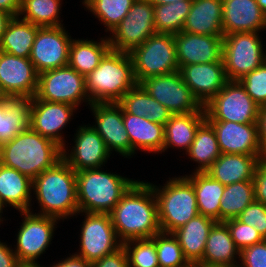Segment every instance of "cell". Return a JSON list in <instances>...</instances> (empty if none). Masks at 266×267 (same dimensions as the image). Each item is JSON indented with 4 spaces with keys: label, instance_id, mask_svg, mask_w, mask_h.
<instances>
[{
    "label": "cell",
    "instance_id": "obj_38",
    "mask_svg": "<svg viewBox=\"0 0 266 267\" xmlns=\"http://www.w3.org/2000/svg\"><path fill=\"white\" fill-rule=\"evenodd\" d=\"M191 5L192 0L153 5L156 33L177 34L181 32Z\"/></svg>",
    "mask_w": 266,
    "mask_h": 267
},
{
    "label": "cell",
    "instance_id": "obj_45",
    "mask_svg": "<svg viewBox=\"0 0 266 267\" xmlns=\"http://www.w3.org/2000/svg\"><path fill=\"white\" fill-rule=\"evenodd\" d=\"M236 219L250 227H255L262 238L266 239V205L254 200Z\"/></svg>",
    "mask_w": 266,
    "mask_h": 267
},
{
    "label": "cell",
    "instance_id": "obj_42",
    "mask_svg": "<svg viewBox=\"0 0 266 267\" xmlns=\"http://www.w3.org/2000/svg\"><path fill=\"white\" fill-rule=\"evenodd\" d=\"M122 246L126 252L129 267H160L155 241L152 238L129 240Z\"/></svg>",
    "mask_w": 266,
    "mask_h": 267
},
{
    "label": "cell",
    "instance_id": "obj_39",
    "mask_svg": "<svg viewBox=\"0 0 266 267\" xmlns=\"http://www.w3.org/2000/svg\"><path fill=\"white\" fill-rule=\"evenodd\" d=\"M61 0H21L18 16L39 27L63 26L59 20Z\"/></svg>",
    "mask_w": 266,
    "mask_h": 267
},
{
    "label": "cell",
    "instance_id": "obj_2",
    "mask_svg": "<svg viewBox=\"0 0 266 267\" xmlns=\"http://www.w3.org/2000/svg\"><path fill=\"white\" fill-rule=\"evenodd\" d=\"M63 148L30 127L0 146V163L34 180L61 159Z\"/></svg>",
    "mask_w": 266,
    "mask_h": 267
},
{
    "label": "cell",
    "instance_id": "obj_33",
    "mask_svg": "<svg viewBox=\"0 0 266 267\" xmlns=\"http://www.w3.org/2000/svg\"><path fill=\"white\" fill-rule=\"evenodd\" d=\"M118 104L127 113L139 117H147L151 122L161 125H165L172 116V113L151 97L140 84L130 89Z\"/></svg>",
    "mask_w": 266,
    "mask_h": 267
},
{
    "label": "cell",
    "instance_id": "obj_1",
    "mask_svg": "<svg viewBox=\"0 0 266 267\" xmlns=\"http://www.w3.org/2000/svg\"><path fill=\"white\" fill-rule=\"evenodd\" d=\"M117 238L129 240L152 238L161 232L157 202L151 183L136 181L110 213Z\"/></svg>",
    "mask_w": 266,
    "mask_h": 267
},
{
    "label": "cell",
    "instance_id": "obj_36",
    "mask_svg": "<svg viewBox=\"0 0 266 267\" xmlns=\"http://www.w3.org/2000/svg\"><path fill=\"white\" fill-rule=\"evenodd\" d=\"M186 155L199 164L195 172L207 171L221 155L216 133L207 120L198 127Z\"/></svg>",
    "mask_w": 266,
    "mask_h": 267
},
{
    "label": "cell",
    "instance_id": "obj_6",
    "mask_svg": "<svg viewBox=\"0 0 266 267\" xmlns=\"http://www.w3.org/2000/svg\"><path fill=\"white\" fill-rule=\"evenodd\" d=\"M151 186L161 232L173 233L199 214L193 185L184 176L169 179L163 188Z\"/></svg>",
    "mask_w": 266,
    "mask_h": 267
},
{
    "label": "cell",
    "instance_id": "obj_8",
    "mask_svg": "<svg viewBox=\"0 0 266 267\" xmlns=\"http://www.w3.org/2000/svg\"><path fill=\"white\" fill-rule=\"evenodd\" d=\"M257 32H236L223 36L225 73L228 81H239L266 61Z\"/></svg>",
    "mask_w": 266,
    "mask_h": 267
},
{
    "label": "cell",
    "instance_id": "obj_15",
    "mask_svg": "<svg viewBox=\"0 0 266 267\" xmlns=\"http://www.w3.org/2000/svg\"><path fill=\"white\" fill-rule=\"evenodd\" d=\"M72 40L63 26L40 27L29 56L36 71L41 73L68 65Z\"/></svg>",
    "mask_w": 266,
    "mask_h": 267
},
{
    "label": "cell",
    "instance_id": "obj_53",
    "mask_svg": "<svg viewBox=\"0 0 266 267\" xmlns=\"http://www.w3.org/2000/svg\"><path fill=\"white\" fill-rule=\"evenodd\" d=\"M13 18V16L3 10H0V40L2 35L5 32V29L9 23V21Z\"/></svg>",
    "mask_w": 266,
    "mask_h": 267
},
{
    "label": "cell",
    "instance_id": "obj_41",
    "mask_svg": "<svg viewBox=\"0 0 266 267\" xmlns=\"http://www.w3.org/2000/svg\"><path fill=\"white\" fill-rule=\"evenodd\" d=\"M152 239L155 241L160 267H192L185 259L178 239L173 233L160 232Z\"/></svg>",
    "mask_w": 266,
    "mask_h": 267
},
{
    "label": "cell",
    "instance_id": "obj_7",
    "mask_svg": "<svg viewBox=\"0 0 266 267\" xmlns=\"http://www.w3.org/2000/svg\"><path fill=\"white\" fill-rule=\"evenodd\" d=\"M129 55L138 84L149 77L179 70L174 34H154Z\"/></svg>",
    "mask_w": 266,
    "mask_h": 267
},
{
    "label": "cell",
    "instance_id": "obj_31",
    "mask_svg": "<svg viewBox=\"0 0 266 267\" xmlns=\"http://www.w3.org/2000/svg\"><path fill=\"white\" fill-rule=\"evenodd\" d=\"M31 104L28 96H6V107L0 112V146L30 127Z\"/></svg>",
    "mask_w": 266,
    "mask_h": 267
},
{
    "label": "cell",
    "instance_id": "obj_49",
    "mask_svg": "<svg viewBox=\"0 0 266 267\" xmlns=\"http://www.w3.org/2000/svg\"><path fill=\"white\" fill-rule=\"evenodd\" d=\"M0 267H24L17 259L13 249L0 241Z\"/></svg>",
    "mask_w": 266,
    "mask_h": 267
},
{
    "label": "cell",
    "instance_id": "obj_11",
    "mask_svg": "<svg viewBox=\"0 0 266 267\" xmlns=\"http://www.w3.org/2000/svg\"><path fill=\"white\" fill-rule=\"evenodd\" d=\"M108 37L114 51L130 53L157 34L154 26V6L148 0H135L127 16L112 30Z\"/></svg>",
    "mask_w": 266,
    "mask_h": 267
},
{
    "label": "cell",
    "instance_id": "obj_52",
    "mask_svg": "<svg viewBox=\"0 0 266 267\" xmlns=\"http://www.w3.org/2000/svg\"><path fill=\"white\" fill-rule=\"evenodd\" d=\"M21 0H0V10H3L13 17H17L20 12Z\"/></svg>",
    "mask_w": 266,
    "mask_h": 267
},
{
    "label": "cell",
    "instance_id": "obj_14",
    "mask_svg": "<svg viewBox=\"0 0 266 267\" xmlns=\"http://www.w3.org/2000/svg\"><path fill=\"white\" fill-rule=\"evenodd\" d=\"M81 228L80 251L75 255L94 263L122 246L110 214L87 213Z\"/></svg>",
    "mask_w": 266,
    "mask_h": 267
},
{
    "label": "cell",
    "instance_id": "obj_4",
    "mask_svg": "<svg viewBox=\"0 0 266 267\" xmlns=\"http://www.w3.org/2000/svg\"><path fill=\"white\" fill-rule=\"evenodd\" d=\"M86 91L92 103H118L138 85L129 53L110 49L99 65L85 77Z\"/></svg>",
    "mask_w": 266,
    "mask_h": 267
},
{
    "label": "cell",
    "instance_id": "obj_55",
    "mask_svg": "<svg viewBox=\"0 0 266 267\" xmlns=\"http://www.w3.org/2000/svg\"><path fill=\"white\" fill-rule=\"evenodd\" d=\"M260 9L266 14V0H256Z\"/></svg>",
    "mask_w": 266,
    "mask_h": 267
},
{
    "label": "cell",
    "instance_id": "obj_16",
    "mask_svg": "<svg viewBox=\"0 0 266 267\" xmlns=\"http://www.w3.org/2000/svg\"><path fill=\"white\" fill-rule=\"evenodd\" d=\"M39 73L29 58L0 51V90L4 96L35 97Z\"/></svg>",
    "mask_w": 266,
    "mask_h": 267
},
{
    "label": "cell",
    "instance_id": "obj_30",
    "mask_svg": "<svg viewBox=\"0 0 266 267\" xmlns=\"http://www.w3.org/2000/svg\"><path fill=\"white\" fill-rule=\"evenodd\" d=\"M33 180L19 171L0 163V198L20 212L31 211Z\"/></svg>",
    "mask_w": 266,
    "mask_h": 267
},
{
    "label": "cell",
    "instance_id": "obj_18",
    "mask_svg": "<svg viewBox=\"0 0 266 267\" xmlns=\"http://www.w3.org/2000/svg\"><path fill=\"white\" fill-rule=\"evenodd\" d=\"M74 110L76 107L70 104L39 100L35 96L30 109V128L65 148L60 132L71 120Z\"/></svg>",
    "mask_w": 266,
    "mask_h": 267
},
{
    "label": "cell",
    "instance_id": "obj_44",
    "mask_svg": "<svg viewBox=\"0 0 266 267\" xmlns=\"http://www.w3.org/2000/svg\"><path fill=\"white\" fill-rule=\"evenodd\" d=\"M224 223L227 225L231 238L239 251L264 240L255 227L241 223L236 218L226 220Z\"/></svg>",
    "mask_w": 266,
    "mask_h": 267
},
{
    "label": "cell",
    "instance_id": "obj_37",
    "mask_svg": "<svg viewBox=\"0 0 266 267\" xmlns=\"http://www.w3.org/2000/svg\"><path fill=\"white\" fill-rule=\"evenodd\" d=\"M254 200L253 180L225 186L220 203L219 222L236 218Z\"/></svg>",
    "mask_w": 266,
    "mask_h": 267
},
{
    "label": "cell",
    "instance_id": "obj_22",
    "mask_svg": "<svg viewBox=\"0 0 266 267\" xmlns=\"http://www.w3.org/2000/svg\"><path fill=\"white\" fill-rule=\"evenodd\" d=\"M179 72L185 84L203 107L228 82L223 62L184 65Z\"/></svg>",
    "mask_w": 266,
    "mask_h": 267
},
{
    "label": "cell",
    "instance_id": "obj_21",
    "mask_svg": "<svg viewBox=\"0 0 266 267\" xmlns=\"http://www.w3.org/2000/svg\"><path fill=\"white\" fill-rule=\"evenodd\" d=\"M179 69L184 65L223 62V36L174 34Z\"/></svg>",
    "mask_w": 266,
    "mask_h": 267
},
{
    "label": "cell",
    "instance_id": "obj_35",
    "mask_svg": "<svg viewBox=\"0 0 266 267\" xmlns=\"http://www.w3.org/2000/svg\"><path fill=\"white\" fill-rule=\"evenodd\" d=\"M110 49L107 37L101 38L100 42L73 39L69 49L68 65L86 77L99 65L100 60Z\"/></svg>",
    "mask_w": 266,
    "mask_h": 267
},
{
    "label": "cell",
    "instance_id": "obj_43",
    "mask_svg": "<svg viewBox=\"0 0 266 267\" xmlns=\"http://www.w3.org/2000/svg\"><path fill=\"white\" fill-rule=\"evenodd\" d=\"M239 82L259 107L266 106V61Z\"/></svg>",
    "mask_w": 266,
    "mask_h": 267
},
{
    "label": "cell",
    "instance_id": "obj_34",
    "mask_svg": "<svg viewBox=\"0 0 266 267\" xmlns=\"http://www.w3.org/2000/svg\"><path fill=\"white\" fill-rule=\"evenodd\" d=\"M39 28L31 22L20 19L19 16L13 17L0 40V51L29 58Z\"/></svg>",
    "mask_w": 266,
    "mask_h": 267
},
{
    "label": "cell",
    "instance_id": "obj_12",
    "mask_svg": "<svg viewBox=\"0 0 266 267\" xmlns=\"http://www.w3.org/2000/svg\"><path fill=\"white\" fill-rule=\"evenodd\" d=\"M24 221L17 234V247L14 253L24 267H37L36 262L49 246L53 238L54 228L58 218L38 215L32 211L20 213Z\"/></svg>",
    "mask_w": 266,
    "mask_h": 267
},
{
    "label": "cell",
    "instance_id": "obj_56",
    "mask_svg": "<svg viewBox=\"0 0 266 267\" xmlns=\"http://www.w3.org/2000/svg\"><path fill=\"white\" fill-rule=\"evenodd\" d=\"M6 107V96L0 97V112Z\"/></svg>",
    "mask_w": 266,
    "mask_h": 267
},
{
    "label": "cell",
    "instance_id": "obj_46",
    "mask_svg": "<svg viewBox=\"0 0 266 267\" xmlns=\"http://www.w3.org/2000/svg\"><path fill=\"white\" fill-rule=\"evenodd\" d=\"M238 267H266V239L240 251Z\"/></svg>",
    "mask_w": 266,
    "mask_h": 267
},
{
    "label": "cell",
    "instance_id": "obj_13",
    "mask_svg": "<svg viewBox=\"0 0 266 267\" xmlns=\"http://www.w3.org/2000/svg\"><path fill=\"white\" fill-rule=\"evenodd\" d=\"M140 85L172 115L199 112L203 108L183 81L179 70L170 74L149 77Z\"/></svg>",
    "mask_w": 266,
    "mask_h": 267
},
{
    "label": "cell",
    "instance_id": "obj_3",
    "mask_svg": "<svg viewBox=\"0 0 266 267\" xmlns=\"http://www.w3.org/2000/svg\"><path fill=\"white\" fill-rule=\"evenodd\" d=\"M32 189L41 208L38 215L64 220L79 213L76 172L63 159L38 175Z\"/></svg>",
    "mask_w": 266,
    "mask_h": 267
},
{
    "label": "cell",
    "instance_id": "obj_20",
    "mask_svg": "<svg viewBox=\"0 0 266 267\" xmlns=\"http://www.w3.org/2000/svg\"><path fill=\"white\" fill-rule=\"evenodd\" d=\"M208 122L216 133L218 147L222 154L263 155L257 123Z\"/></svg>",
    "mask_w": 266,
    "mask_h": 267
},
{
    "label": "cell",
    "instance_id": "obj_58",
    "mask_svg": "<svg viewBox=\"0 0 266 267\" xmlns=\"http://www.w3.org/2000/svg\"><path fill=\"white\" fill-rule=\"evenodd\" d=\"M2 96H4V95L2 94V91L0 90V97H2Z\"/></svg>",
    "mask_w": 266,
    "mask_h": 267
},
{
    "label": "cell",
    "instance_id": "obj_24",
    "mask_svg": "<svg viewBox=\"0 0 266 267\" xmlns=\"http://www.w3.org/2000/svg\"><path fill=\"white\" fill-rule=\"evenodd\" d=\"M240 251L231 238L224 222H216L211 228L201 261L195 267H237L235 260Z\"/></svg>",
    "mask_w": 266,
    "mask_h": 267
},
{
    "label": "cell",
    "instance_id": "obj_29",
    "mask_svg": "<svg viewBox=\"0 0 266 267\" xmlns=\"http://www.w3.org/2000/svg\"><path fill=\"white\" fill-rule=\"evenodd\" d=\"M206 120V112L203 107L199 112L172 115L164 125L163 152L168 147L185 149L186 153L194 141L198 127Z\"/></svg>",
    "mask_w": 266,
    "mask_h": 267
},
{
    "label": "cell",
    "instance_id": "obj_47",
    "mask_svg": "<svg viewBox=\"0 0 266 267\" xmlns=\"http://www.w3.org/2000/svg\"><path fill=\"white\" fill-rule=\"evenodd\" d=\"M254 199L266 205V159L257 165L253 177Z\"/></svg>",
    "mask_w": 266,
    "mask_h": 267
},
{
    "label": "cell",
    "instance_id": "obj_57",
    "mask_svg": "<svg viewBox=\"0 0 266 267\" xmlns=\"http://www.w3.org/2000/svg\"><path fill=\"white\" fill-rule=\"evenodd\" d=\"M5 204H4V202L1 200V198H0V214L1 213H3L2 211H3V208H5V206H4ZM2 217H1V215H0V223H1V221L3 222V220L1 219Z\"/></svg>",
    "mask_w": 266,
    "mask_h": 267
},
{
    "label": "cell",
    "instance_id": "obj_10",
    "mask_svg": "<svg viewBox=\"0 0 266 267\" xmlns=\"http://www.w3.org/2000/svg\"><path fill=\"white\" fill-rule=\"evenodd\" d=\"M35 96L39 100L67 103L74 107L79 106L81 101L85 100L90 105L85 76L69 65L39 73Z\"/></svg>",
    "mask_w": 266,
    "mask_h": 267
},
{
    "label": "cell",
    "instance_id": "obj_19",
    "mask_svg": "<svg viewBox=\"0 0 266 267\" xmlns=\"http://www.w3.org/2000/svg\"><path fill=\"white\" fill-rule=\"evenodd\" d=\"M80 128L75 134V145L70 154L63 148L62 159L75 171H82L86 169L101 168L110 152L106 147L105 142L92 127L86 125L79 126ZM102 165V166H101Z\"/></svg>",
    "mask_w": 266,
    "mask_h": 267
},
{
    "label": "cell",
    "instance_id": "obj_54",
    "mask_svg": "<svg viewBox=\"0 0 266 267\" xmlns=\"http://www.w3.org/2000/svg\"><path fill=\"white\" fill-rule=\"evenodd\" d=\"M150 1L153 5H161V4H169L173 2H178L180 0H148Z\"/></svg>",
    "mask_w": 266,
    "mask_h": 267
},
{
    "label": "cell",
    "instance_id": "obj_25",
    "mask_svg": "<svg viewBox=\"0 0 266 267\" xmlns=\"http://www.w3.org/2000/svg\"><path fill=\"white\" fill-rule=\"evenodd\" d=\"M264 159H266L264 155L221 153L219 158L205 172L227 186L236 182L253 180L257 165Z\"/></svg>",
    "mask_w": 266,
    "mask_h": 267
},
{
    "label": "cell",
    "instance_id": "obj_27",
    "mask_svg": "<svg viewBox=\"0 0 266 267\" xmlns=\"http://www.w3.org/2000/svg\"><path fill=\"white\" fill-rule=\"evenodd\" d=\"M222 0H192L183 32L224 36L222 30Z\"/></svg>",
    "mask_w": 266,
    "mask_h": 267
},
{
    "label": "cell",
    "instance_id": "obj_17",
    "mask_svg": "<svg viewBox=\"0 0 266 267\" xmlns=\"http://www.w3.org/2000/svg\"><path fill=\"white\" fill-rule=\"evenodd\" d=\"M96 125L92 126L106 144L107 149L131 157V144L123 122V108L118 103H92Z\"/></svg>",
    "mask_w": 266,
    "mask_h": 267
},
{
    "label": "cell",
    "instance_id": "obj_9",
    "mask_svg": "<svg viewBox=\"0 0 266 267\" xmlns=\"http://www.w3.org/2000/svg\"><path fill=\"white\" fill-rule=\"evenodd\" d=\"M207 121L257 123L260 107L239 81H228L205 106Z\"/></svg>",
    "mask_w": 266,
    "mask_h": 267
},
{
    "label": "cell",
    "instance_id": "obj_50",
    "mask_svg": "<svg viewBox=\"0 0 266 267\" xmlns=\"http://www.w3.org/2000/svg\"><path fill=\"white\" fill-rule=\"evenodd\" d=\"M257 124L261 150L266 158V106L260 107Z\"/></svg>",
    "mask_w": 266,
    "mask_h": 267
},
{
    "label": "cell",
    "instance_id": "obj_48",
    "mask_svg": "<svg viewBox=\"0 0 266 267\" xmlns=\"http://www.w3.org/2000/svg\"><path fill=\"white\" fill-rule=\"evenodd\" d=\"M92 267H129L124 247L92 263Z\"/></svg>",
    "mask_w": 266,
    "mask_h": 267
},
{
    "label": "cell",
    "instance_id": "obj_51",
    "mask_svg": "<svg viewBox=\"0 0 266 267\" xmlns=\"http://www.w3.org/2000/svg\"><path fill=\"white\" fill-rule=\"evenodd\" d=\"M37 267L44 266H40L39 264ZM51 267H92V263L74 254L65 258V260L58 262L57 264L54 263V265Z\"/></svg>",
    "mask_w": 266,
    "mask_h": 267
},
{
    "label": "cell",
    "instance_id": "obj_5",
    "mask_svg": "<svg viewBox=\"0 0 266 267\" xmlns=\"http://www.w3.org/2000/svg\"><path fill=\"white\" fill-rule=\"evenodd\" d=\"M137 180L98 169L76 172L79 214H110L122 196Z\"/></svg>",
    "mask_w": 266,
    "mask_h": 267
},
{
    "label": "cell",
    "instance_id": "obj_28",
    "mask_svg": "<svg viewBox=\"0 0 266 267\" xmlns=\"http://www.w3.org/2000/svg\"><path fill=\"white\" fill-rule=\"evenodd\" d=\"M215 220L198 214L173 232L188 263L195 267L202 259L209 232Z\"/></svg>",
    "mask_w": 266,
    "mask_h": 267
},
{
    "label": "cell",
    "instance_id": "obj_23",
    "mask_svg": "<svg viewBox=\"0 0 266 267\" xmlns=\"http://www.w3.org/2000/svg\"><path fill=\"white\" fill-rule=\"evenodd\" d=\"M223 35L266 29V14L256 0H222Z\"/></svg>",
    "mask_w": 266,
    "mask_h": 267
},
{
    "label": "cell",
    "instance_id": "obj_26",
    "mask_svg": "<svg viewBox=\"0 0 266 267\" xmlns=\"http://www.w3.org/2000/svg\"><path fill=\"white\" fill-rule=\"evenodd\" d=\"M123 122L131 144V155L135 150L162 153L164 145V125L151 122L147 117L127 113L123 109Z\"/></svg>",
    "mask_w": 266,
    "mask_h": 267
},
{
    "label": "cell",
    "instance_id": "obj_40",
    "mask_svg": "<svg viewBox=\"0 0 266 267\" xmlns=\"http://www.w3.org/2000/svg\"><path fill=\"white\" fill-rule=\"evenodd\" d=\"M135 0H84L83 4L109 32L127 16Z\"/></svg>",
    "mask_w": 266,
    "mask_h": 267
},
{
    "label": "cell",
    "instance_id": "obj_32",
    "mask_svg": "<svg viewBox=\"0 0 266 267\" xmlns=\"http://www.w3.org/2000/svg\"><path fill=\"white\" fill-rule=\"evenodd\" d=\"M192 174L184 177L193 185L199 214L219 222V209L225 186L206 172L194 171Z\"/></svg>",
    "mask_w": 266,
    "mask_h": 267
}]
</instances>
